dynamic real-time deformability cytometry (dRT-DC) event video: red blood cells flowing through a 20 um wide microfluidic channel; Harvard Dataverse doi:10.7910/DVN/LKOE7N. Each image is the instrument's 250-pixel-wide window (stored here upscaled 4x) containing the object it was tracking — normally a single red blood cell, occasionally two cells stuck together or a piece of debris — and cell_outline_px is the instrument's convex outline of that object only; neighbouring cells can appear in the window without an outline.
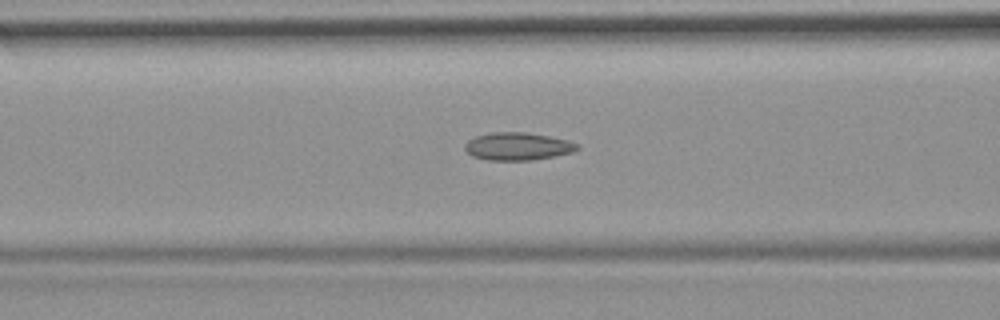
{"species": "common noctule bat (a hibernating species)", "species_latin": "Nyctalus noctula", "temperature_condition": "room temperature", "stored_images_in_passage": 40, "camera_frame_rate_fps": 3000, "um_per_image_px": 0.085, "animal": {"sex": "female", "body_mass_g": 19.9}, "frame": {"image": 1, "passage_image": 7, "time_ms": 2.0, "image_size_px": [1000, 320], "cell_outline_px": [[580, 148], [572, 152], [556, 156], [532, 160], [484, 160], [472, 156], [464, 148], [464, 144], [468, 140], [476, 136], [488, 132], [524, 132], [548, 136], [568, 140], [580, 144]], "centroid_in_image_um": [44.0, 12.44], "position_along_channel_um": 122.6, "area_um2": 18.32}, "authors_computed_cell_mechanics": {"area_um2": 17.1666, "velocity_mm_per_s": 3.7308, "shape_relaxation_time_tau1_ms": null, "shape_relaxation_time_tau2_ms": 2.7995, "deformation_change_tau1": null, "deformation_change_tau2": 0.0963}}